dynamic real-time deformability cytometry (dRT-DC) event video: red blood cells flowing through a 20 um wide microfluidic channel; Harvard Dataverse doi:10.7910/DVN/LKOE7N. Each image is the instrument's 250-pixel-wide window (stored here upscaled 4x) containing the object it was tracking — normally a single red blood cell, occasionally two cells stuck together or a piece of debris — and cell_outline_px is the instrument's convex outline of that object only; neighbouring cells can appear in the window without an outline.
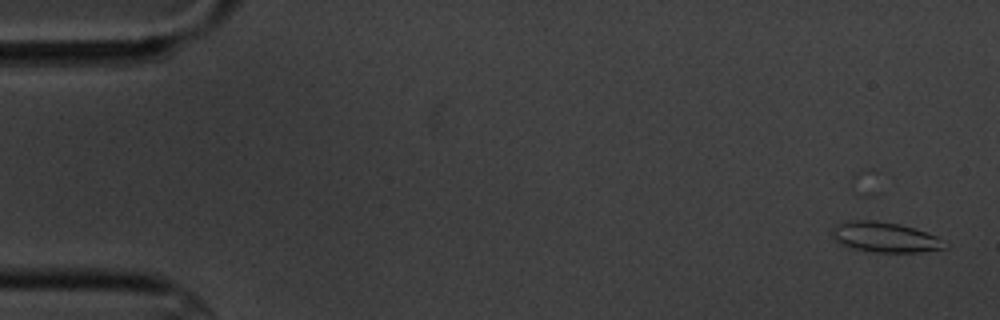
{"species": "common noctule bat (a hibernating species)", "species_latin": "Nyctalus noctula", "temperature_condition": "cold", "stored_images_in_passage": 6, "camera_frame_rate_fps": 3000, "um_per_image_px": 0.085, "animal": {"sex": "male", "body_mass_g": 20.1, "forearm_length_mm": 53.5}, "frame": {"image": 1, "passage_image": 2, "time_ms": 1.333, "image_size_px": [1000, 320], "cell_outline_px": [[948, 248], [920, 252], [872, 252], [848, 248], [840, 244], [832, 236], [832, 228], [836, 224], [848, 220], [876, 220], [900, 224], [936, 236]], "centroid_in_image_um": [75.14, 20.16], "position_along_channel_um": 9.9, "area_um2": 19.83}}
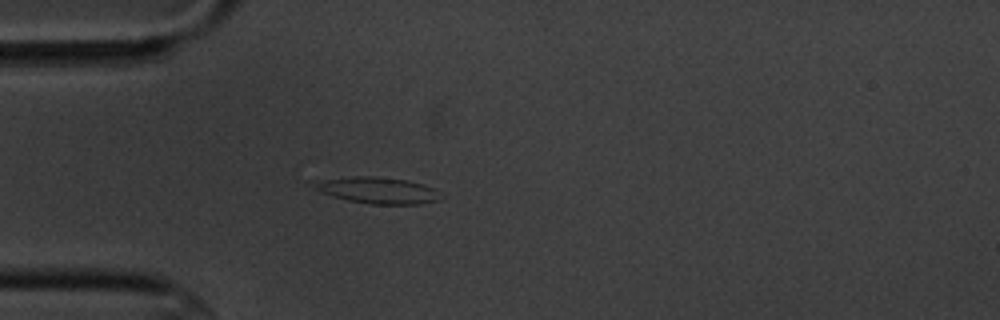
{"frame": {"image": 2, "passage_image": 6, "time_ms": 6.0, "image_size_px": [1000, 320], "cell_outline_px": [[448, 196], [440, 200], [420, 204], [372, 204], [348, 200], [332, 196], [320, 192], [316, 188], [316, 184], [324, 180], [352, 176], [376, 176], [408, 180], [424, 184]], "centroid_in_image_um": [32.26, 16.19], "position_along_channel_um": 52.7, "area_um2": 19.42}}